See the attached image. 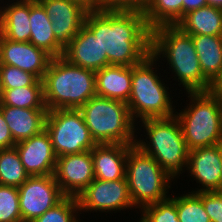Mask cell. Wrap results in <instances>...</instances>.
Wrapping results in <instances>:
<instances>
[{
    "mask_svg": "<svg viewBox=\"0 0 222 222\" xmlns=\"http://www.w3.org/2000/svg\"><path fill=\"white\" fill-rule=\"evenodd\" d=\"M84 25L96 36L110 65L133 66L151 54V29L143 11H88Z\"/></svg>",
    "mask_w": 222,
    "mask_h": 222,
    "instance_id": "obj_1",
    "label": "cell"
},
{
    "mask_svg": "<svg viewBox=\"0 0 222 222\" xmlns=\"http://www.w3.org/2000/svg\"><path fill=\"white\" fill-rule=\"evenodd\" d=\"M151 54L158 60L167 59L186 92L211 91L212 84L201 71L191 35L178 26L162 25L151 30Z\"/></svg>",
    "mask_w": 222,
    "mask_h": 222,
    "instance_id": "obj_2",
    "label": "cell"
},
{
    "mask_svg": "<svg viewBox=\"0 0 222 222\" xmlns=\"http://www.w3.org/2000/svg\"><path fill=\"white\" fill-rule=\"evenodd\" d=\"M42 81L48 111L80 109L96 95L95 71L75 66L62 56L51 59Z\"/></svg>",
    "mask_w": 222,
    "mask_h": 222,
    "instance_id": "obj_3",
    "label": "cell"
},
{
    "mask_svg": "<svg viewBox=\"0 0 222 222\" xmlns=\"http://www.w3.org/2000/svg\"><path fill=\"white\" fill-rule=\"evenodd\" d=\"M79 110L96 144H135L136 125L127 103L95 95Z\"/></svg>",
    "mask_w": 222,
    "mask_h": 222,
    "instance_id": "obj_4",
    "label": "cell"
},
{
    "mask_svg": "<svg viewBox=\"0 0 222 222\" xmlns=\"http://www.w3.org/2000/svg\"><path fill=\"white\" fill-rule=\"evenodd\" d=\"M139 122L146 129L149 141L136 140L135 145L151 155L172 179L180 176L188 165L189 150L176 115Z\"/></svg>",
    "mask_w": 222,
    "mask_h": 222,
    "instance_id": "obj_5",
    "label": "cell"
},
{
    "mask_svg": "<svg viewBox=\"0 0 222 222\" xmlns=\"http://www.w3.org/2000/svg\"><path fill=\"white\" fill-rule=\"evenodd\" d=\"M187 94L190 104L175 115L188 150L222 144V113L218 97L212 91Z\"/></svg>",
    "mask_w": 222,
    "mask_h": 222,
    "instance_id": "obj_6",
    "label": "cell"
},
{
    "mask_svg": "<svg viewBox=\"0 0 222 222\" xmlns=\"http://www.w3.org/2000/svg\"><path fill=\"white\" fill-rule=\"evenodd\" d=\"M157 60L149 54L142 62L132 66V88L128 108L133 121L151 118H165L175 115L172 100L160 77L155 73ZM155 71V72H154ZM167 88V89H166Z\"/></svg>",
    "mask_w": 222,
    "mask_h": 222,
    "instance_id": "obj_7",
    "label": "cell"
},
{
    "mask_svg": "<svg viewBox=\"0 0 222 222\" xmlns=\"http://www.w3.org/2000/svg\"><path fill=\"white\" fill-rule=\"evenodd\" d=\"M125 177L135 208L142 209L170 197L166 194L168 188H171L169 184L172 178L151 155L135 144L128 151Z\"/></svg>",
    "mask_w": 222,
    "mask_h": 222,
    "instance_id": "obj_8",
    "label": "cell"
},
{
    "mask_svg": "<svg viewBox=\"0 0 222 222\" xmlns=\"http://www.w3.org/2000/svg\"><path fill=\"white\" fill-rule=\"evenodd\" d=\"M45 130L57 157L91 151L97 145L79 109L48 111Z\"/></svg>",
    "mask_w": 222,
    "mask_h": 222,
    "instance_id": "obj_9",
    "label": "cell"
},
{
    "mask_svg": "<svg viewBox=\"0 0 222 222\" xmlns=\"http://www.w3.org/2000/svg\"><path fill=\"white\" fill-rule=\"evenodd\" d=\"M18 192L22 222H32L65 197L54 174L30 176Z\"/></svg>",
    "mask_w": 222,
    "mask_h": 222,
    "instance_id": "obj_10",
    "label": "cell"
},
{
    "mask_svg": "<svg viewBox=\"0 0 222 222\" xmlns=\"http://www.w3.org/2000/svg\"><path fill=\"white\" fill-rule=\"evenodd\" d=\"M76 199L79 210L85 212L120 211L134 207L126 177L114 181L94 179Z\"/></svg>",
    "mask_w": 222,
    "mask_h": 222,
    "instance_id": "obj_11",
    "label": "cell"
},
{
    "mask_svg": "<svg viewBox=\"0 0 222 222\" xmlns=\"http://www.w3.org/2000/svg\"><path fill=\"white\" fill-rule=\"evenodd\" d=\"M54 176L65 196L77 197L95 179L91 151L57 157Z\"/></svg>",
    "mask_w": 222,
    "mask_h": 222,
    "instance_id": "obj_12",
    "label": "cell"
},
{
    "mask_svg": "<svg viewBox=\"0 0 222 222\" xmlns=\"http://www.w3.org/2000/svg\"><path fill=\"white\" fill-rule=\"evenodd\" d=\"M51 20L55 38L65 47L84 25L88 12L72 0H37Z\"/></svg>",
    "mask_w": 222,
    "mask_h": 222,
    "instance_id": "obj_13",
    "label": "cell"
},
{
    "mask_svg": "<svg viewBox=\"0 0 222 222\" xmlns=\"http://www.w3.org/2000/svg\"><path fill=\"white\" fill-rule=\"evenodd\" d=\"M187 170L202 189L193 191L213 192L219 191L222 178V144L196 148L189 151Z\"/></svg>",
    "mask_w": 222,
    "mask_h": 222,
    "instance_id": "obj_14",
    "label": "cell"
},
{
    "mask_svg": "<svg viewBox=\"0 0 222 222\" xmlns=\"http://www.w3.org/2000/svg\"><path fill=\"white\" fill-rule=\"evenodd\" d=\"M53 57L30 42H17L0 34V64L15 66L43 80Z\"/></svg>",
    "mask_w": 222,
    "mask_h": 222,
    "instance_id": "obj_15",
    "label": "cell"
},
{
    "mask_svg": "<svg viewBox=\"0 0 222 222\" xmlns=\"http://www.w3.org/2000/svg\"><path fill=\"white\" fill-rule=\"evenodd\" d=\"M15 147L29 176L54 174L57 156L45 129L37 135L16 143Z\"/></svg>",
    "mask_w": 222,
    "mask_h": 222,
    "instance_id": "obj_16",
    "label": "cell"
},
{
    "mask_svg": "<svg viewBox=\"0 0 222 222\" xmlns=\"http://www.w3.org/2000/svg\"><path fill=\"white\" fill-rule=\"evenodd\" d=\"M62 57L75 66L95 72L110 65L107 54H103L98 37L85 25L64 47Z\"/></svg>",
    "mask_w": 222,
    "mask_h": 222,
    "instance_id": "obj_17",
    "label": "cell"
},
{
    "mask_svg": "<svg viewBox=\"0 0 222 222\" xmlns=\"http://www.w3.org/2000/svg\"><path fill=\"white\" fill-rule=\"evenodd\" d=\"M125 144H97L92 150L95 179L114 181L125 178L129 148Z\"/></svg>",
    "mask_w": 222,
    "mask_h": 222,
    "instance_id": "obj_18",
    "label": "cell"
},
{
    "mask_svg": "<svg viewBox=\"0 0 222 222\" xmlns=\"http://www.w3.org/2000/svg\"><path fill=\"white\" fill-rule=\"evenodd\" d=\"M96 95L128 103L132 66L109 65L95 72Z\"/></svg>",
    "mask_w": 222,
    "mask_h": 222,
    "instance_id": "obj_19",
    "label": "cell"
},
{
    "mask_svg": "<svg viewBox=\"0 0 222 222\" xmlns=\"http://www.w3.org/2000/svg\"><path fill=\"white\" fill-rule=\"evenodd\" d=\"M0 110L15 143L37 135L45 129L47 109H27L0 105Z\"/></svg>",
    "mask_w": 222,
    "mask_h": 222,
    "instance_id": "obj_20",
    "label": "cell"
},
{
    "mask_svg": "<svg viewBox=\"0 0 222 222\" xmlns=\"http://www.w3.org/2000/svg\"><path fill=\"white\" fill-rule=\"evenodd\" d=\"M30 29L29 42L35 47L45 50L54 57H61L64 46L55 38L51 20L44 7L37 0H30Z\"/></svg>",
    "mask_w": 222,
    "mask_h": 222,
    "instance_id": "obj_21",
    "label": "cell"
},
{
    "mask_svg": "<svg viewBox=\"0 0 222 222\" xmlns=\"http://www.w3.org/2000/svg\"><path fill=\"white\" fill-rule=\"evenodd\" d=\"M30 0H18L11 5L1 7L0 34L9 40L29 42L30 29Z\"/></svg>",
    "mask_w": 222,
    "mask_h": 222,
    "instance_id": "obj_22",
    "label": "cell"
},
{
    "mask_svg": "<svg viewBox=\"0 0 222 222\" xmlns=\"http://www.w3.org/2000/svg\"><path fill=\"white\" fill-rule=\"evenodd\" d=\"M204 77L213 84L222 71V36L191 35Z\"/></svg>",
    "mask_w": 222,
    "mask_h": 222,
    "instance_id": "obj_23",
    "label": "cell"
},
{
    "mask_svg": "<svg viewBox=\"0 0 222 222\" xmlns=\"http://www.w3.org/2000/svg\"><path fill=\"white\" fill-rule=\"evenodd\" d=\"M176 26L189 35L222 36V9L205 6L192 10Z\"/></svg>",
    "mask_w": 222,
    "mask_h": 222,
    "instance_id": "obj_24",
    "label": "cell"
},
{
    "mask_svg": "<svg viewBox=\"0 0 222 222\" xmlns=\"http://www.w3.org/2000/svg\"><path fill=\"white\" fill-rule=\"evenodd\" d=\"M143 14L151 30L162 25H176L183 18V1L148 0Z\"/></svg>",
    "mask_w": 222,
    "mask_h": 222,
    "instance_id": "obj_25",
    "label": "cell"
},
{
    "mask_svg": "<svg viewBox=\"0 0 222 222\" xmlns=\"http://www.w3.org/2000/svg\"><path fill=\"white\" fill-rule=\"evenodd\" d=\"M29 177L15 146L0 149V185L19 187Z\"/></svg>",
    "mask_w": 222,
    "mask_h": 222,
    "instance_id": "obj_26",
    "label": "cell"
},
{
    "mask_svg": "<svg viewBox=\"0 0 222 222\" xmlns=\"http://www.w3.org/2000/svg\"><path fill=\"white\" fill-rule=\"evenodd\" d=\"M3 90L0 105L27 109H47L44 102L43 86H25Z\"/></svg>",
    "mask_w": 222,
    "mask_h": 222,
    "instance_id": "obj_27",
    "label": "cell"
},
{
    "mask_svg": "<svg viewBox=\"0 0 222 222\" xmlns=\"http://www.w3.org/2000/svg\"><path fill=\"white\" fill-rule=\"evenodd\" d=\"M190 193V194H189ZM183 194L173 197L176 203L178 219L180 222H211L203 203L201 192Z\"/></svg>",
    "mask_w": 222,
    "mask_h": 222,
    "instance_id": "obj_28",
    "label": "cell"
},
{
    "mask_svg": "<svg viewBox=\"0 0 222 222\" xmlns=\"http://www.w3.org/2000/svg\"><path fill=\"white\" fill-rule=\"evenodd\" d=\"M78 211L80 210L76 197L65 196L54 207L47 210L32 222H79L80 220L76 218V214L79 213Z\"/></svg>",
    "mask_w": 222,
    "mask_h": 222,
    "instance_id": "obj_29",
    "label": "cell"
},
{
    "mask_svg": "<svg viewBox=\"0 0 222 222\" xmlns=\"http://www.w3.org/2000/svg\"><path fill=\"white\" fill-rule=\"evenodd\" d=\"M0 222H22L18 187L0 185Z\"/></svg>",
    "mask_w": 222,
    "mask_h": 222,
    "instance_id": "obj_30",
    "label": "cell"
},
{
    "mask_svg": "<svg viewBox=\"0 0 222 222\" xmlns=\"http://www.w3.org/2000/svg\"><path fill=\"white\" fill-rule=\"evenodd\" d=\"M141 210V218L145 222H180L176 203L172 197L146 205Z\"/></svg>",
    "mask_w": 222,
    "mask_h": 222,
    "instance_id": "obj_31",
    "label": "cell"
},
{
    "mask_svg": "<svg viewBox=\"0 0 222 222\" xmlns=\"http://www.w3.org/2000/svg\"><path fill=\"white\" fill-rule=\"evenodd\" d=\"M0 76L3 89L25 86H43V81L39 80L32 73L23 71L11 65L0 64Z\"/></svg>",
    "mask_w": 222,
    "mask_h": 222,
    "instance_id": "obj_32",
    "label": "cell"
},
{
    "mask_svg": "<svg viewBox=\"0 0 222 222\" xmlns=\"http://www.w3.org/2000/svg\"><path fill=\"white\" fill-rule=\"evenodd\" d=\"M201 201L211 222H222V192H201Z\"/></svg>",
    "mask_w": 222,
    "mask_h": 222,
    "instance_id": "obj_33",
    "label": "cell"
},
{
    "mask_svg": "<svg viewBox=\"0 0 222 222\" xmlns=\"http://www.w3.org/2000/svg\"><path fill=\"white\" fill-rule=\"evenodd\" d=\"M103 9L143 11L148 0H100Z\"/></svg>",
    "mask_w": 222,
    "mask_h": 222,
    "instance_id": "obj_34",
    "label": "cell"
},
{
    "mask_svg": "<svg viewBox=\"0 0 222 222\" xmlns=\"http://www.w3.org/2000/svg\"><path fill=\"white\" fill-rule=\"evenodd\" d=\"M15 145L16 143L12 137L11 131L0 110V149L11 148Z\"/></svg>",
    "mask_w": 222,
    "mask_h": 222,
    "instance_id": "obj_35",
    "label": "cell"
},
{
    "mask_svg": "<svg viewBox=\"0 0 222 222\" xmlns=\"http://www.w3.org/2000/svg\"><path fill=\"white\" fill-rule=\"evenodd\" d=\"M183 1V17L192 10H196L207 6L206 0H182Z\"/></svg>",
    "mask_w": 222,
    "mask_h": 222,
    "instance_id": "obj_36",
    "label": "cell"
},
{
    "mask_svg": "<svg viewBox=\"0 0 222 222\" xmlns=\"http://www.w3.org/2000/svg\"><path fill=\"white\" fill-rule=\"evenodd\" d=\"M81 4L88 11L98 10L101 8L100 0H72Z\"/></svg>",
    "mask_w": 222,
    "mask_h": 222,
    "instance_id": "obj_37",
    "label": "cell"
},
{
    "mask_svg": "<svg viewBox=\"0 0 222 222\" xmlns=\"http://www.w3.org/2000/svg\"><path fill=\"white\" fill-rule=\"evenodd\" d=\"M207 6L217 7L222 9V0H206Z\"/></svg>",
    "mask_w": 222,
    "mask_h": 222,
    "instance_id": "obj_38",
    "label": "cell"
},
{
    "mask_svg": "<svg viewBox=\"0 0 222 222\" xmlns=\"http://www.w3.org/2000/svg\"><path fill=\"white\" fill-rule=\"evenodd\" d=\"M211 89H222V71L217 80L212 84Z\"/></svg>",
    "mask_w": 222,
    "mask_h": 222,
    "instance_id": "obj_39",
    "label": "cell"
},
{
    "mask_svg": "<svg viewBox=\"0 0 222 222\" xmlns=\"http://www.w3.org/2000/svg\"><path fill=\"white\" fill-rule=\"evenodd\" d=\"M211 91L218 97L222 113V89H211Z\"/></svg>",
    "mask_w": 222,
    "mask_h": 222,
    "instance_id": "obj_40",
    "label": "cell"
},
{
    "mask_svg": "<svg viewBox=\"0 0 222 222\" xmlns=\"http://www.w3.org/2000/svg\"><path fill=\"white\" fill-rule=\"evenodd\" d=\"M3 86H2V81H1V76H0V102L2 100V97H3Z\"/></svg>",
    "mask_w": 222,
    "mask_h": 222,
    "instance_id": "obj_41",
    "label": "cell"
},
{
    "mask_svg": "<svg viewBox=\"0 0 222 222\" xmlns=\"http://www.w3.org/2000/svg\"><path fill=\"white\" fill-rule=\"evenodd\" d=\"M220 192H222V178H221V187H220Z\"/></svg>",
    "mask_w": 222,
    "mask_h": 222,
    "instance_id": "obj_42",
    "label": "cell"
}]
</instances>
